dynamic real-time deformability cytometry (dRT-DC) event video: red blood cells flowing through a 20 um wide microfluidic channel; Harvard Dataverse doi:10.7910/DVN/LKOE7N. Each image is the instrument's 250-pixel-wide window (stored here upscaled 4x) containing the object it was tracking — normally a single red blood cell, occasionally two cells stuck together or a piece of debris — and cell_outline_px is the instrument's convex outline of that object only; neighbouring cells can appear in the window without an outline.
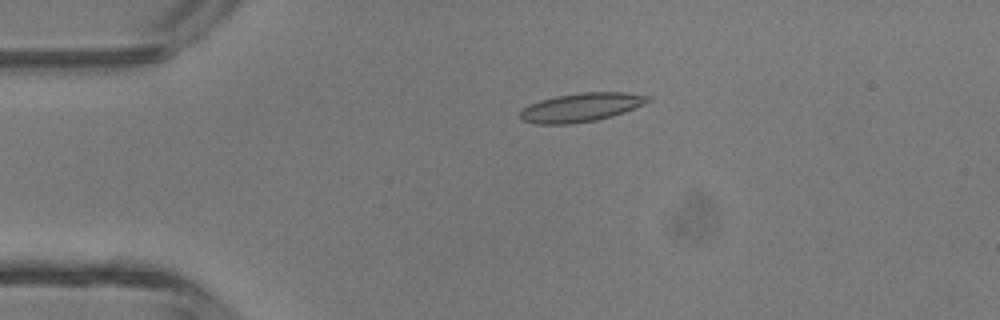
{"species": "common noctule bat (a hibernating species)", "species_latin": "Nyctalus noctula", "temperature_condition": "room temperature", "stored_images_in_passage": 3, "camera_frame_rate_fps": 3000, "um_per_image_px": 0.085, "animal": {"sex": "male", "body_mass_g": 13.3}, "frame": {"image": 1, "passage_image": 2, "time_ms": 1.333, "image_size_px": [1000, 320], "cell_outline_px": [[652, 100], [644, 104], [624, 112], [612, 116], [596, 120], [572, 124], [536, 124], [524, 120], [520, 116], [520, 112], [528, 104], [540, 100], [556, 96], [584, 92], [624, 92], [652, 96]], "centroid_in_image_um": [49.42, 9.12], "position_along_channel_um": 35.6, "area_um2": 21.39}}